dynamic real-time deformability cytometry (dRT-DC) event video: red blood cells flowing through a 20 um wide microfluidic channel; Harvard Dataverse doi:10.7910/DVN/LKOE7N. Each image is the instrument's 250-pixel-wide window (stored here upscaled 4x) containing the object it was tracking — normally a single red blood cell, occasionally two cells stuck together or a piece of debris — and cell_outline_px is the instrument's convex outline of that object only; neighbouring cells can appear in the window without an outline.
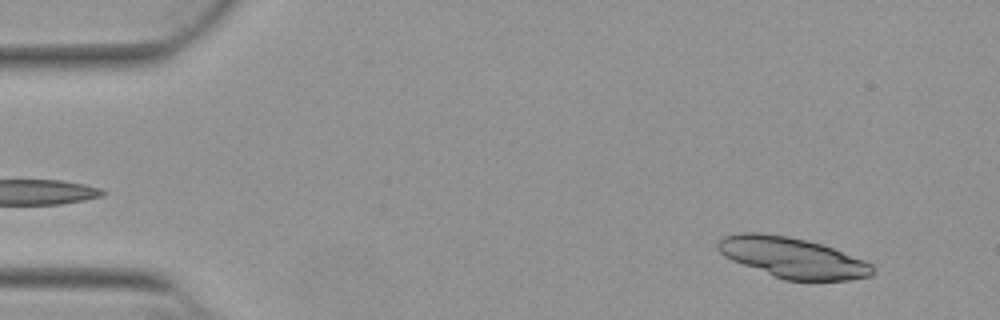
{"species": "Egyptian fruit bat (a non-hibernating species)", "species_latin": "Rousettus aegyptiacus", "temperature_condition": "warm", "stored_images_in_passage": 51, "segment_of_instrument_passage": [1, 2], "camera_frame_rate_fps": 3000, "um_per_image_px": 0.085, "animal": {"sex": "female"}, "frame": {"image": 1, "passage_image": 4, "time_ms": 1.0, "image_size_px": [1000, 320], "cell_outline_px": [[876, 268], [872, 276], [848, 280], [784, 280], [732, 260], [724, 256], [716, 248], [716, 240], [724, 236], [740, 232], [760, 232], [788, 236], [808, 240], [832, 248], [864, 260], [872, 264]], "centroid_in_image_um": [67.34, 21.89], "position_along_channel_um": 17.7, "area_um2": 36.53}}